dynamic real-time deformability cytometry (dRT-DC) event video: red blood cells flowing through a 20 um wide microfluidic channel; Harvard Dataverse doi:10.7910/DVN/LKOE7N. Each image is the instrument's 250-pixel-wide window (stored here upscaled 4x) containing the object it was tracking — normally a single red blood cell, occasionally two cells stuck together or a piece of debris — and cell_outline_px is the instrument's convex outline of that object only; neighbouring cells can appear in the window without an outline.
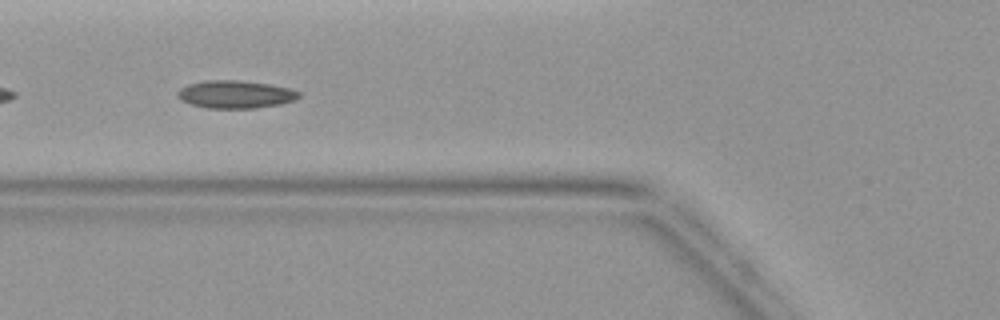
{"species": "common noctule bat (a hibernating species)", "species_latin": "Nyctalus noctula", "temperature_condition": "warm", "stored_images_in_passage": 5, "camera_frame_rate_fps": 3000, "um_per_image_px": 0.085, "animal": {"sex": "female", "body_mass_g": 19.9}, "frame": {"image": 1, "passage_image": 5, "time_ms": 4.667, "image_size_px": [1000, 320], "cell_outline_px": [[300, 96], [296, 100], [280, 104], [256, 108], [208, 108], [192, 104], [180, 100], [176, 96], [176, 92], [180, 88], [188, 84], [208, 80], [236, 80], [272, 84], [288, 88], [300, 92]], "centroid_in_image_um": [20.01, 8.02], "position_along_channel_um": 105.8, "area_um2": 19.71}}